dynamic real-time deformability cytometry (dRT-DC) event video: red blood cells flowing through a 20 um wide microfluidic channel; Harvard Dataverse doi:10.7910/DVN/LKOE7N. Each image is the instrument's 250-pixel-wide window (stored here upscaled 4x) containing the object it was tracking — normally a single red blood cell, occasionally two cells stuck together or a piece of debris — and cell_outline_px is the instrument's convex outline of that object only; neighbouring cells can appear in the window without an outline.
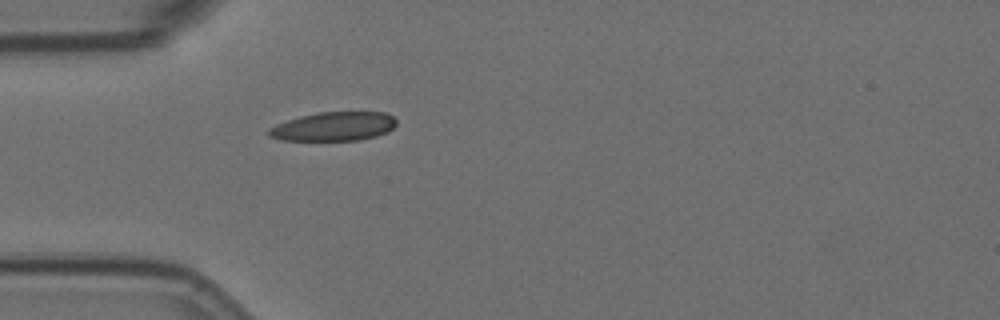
{"species": "Egyptian fruit bat (a non-hibernating species)", "species_latin": "Rousettus aegyptiacus", "temperature_condition": "room temperature", "stored_images_in_passage": 4, "camera_frame_rate_fps": 3000, "um_per_image_px": 0.085, "animal": {"sex": "female"}, "frame": {"image": 1, "passage_image": 4, "time_ms": 1.0, "image_size_px": [1000, 320], "cell_outline_px": [[396, 124], [388, 132], [376, 136], [360, 140], [284, 140], [268, 136], [268, 128], [276, 124], [300, 116], [316, 112], [384, 112], [392, 116], [396, 120]], "centroid_in_image_um": [28.37, 10.74], "position_along_channel_um": 56.6, "area_um2": 21.5}}